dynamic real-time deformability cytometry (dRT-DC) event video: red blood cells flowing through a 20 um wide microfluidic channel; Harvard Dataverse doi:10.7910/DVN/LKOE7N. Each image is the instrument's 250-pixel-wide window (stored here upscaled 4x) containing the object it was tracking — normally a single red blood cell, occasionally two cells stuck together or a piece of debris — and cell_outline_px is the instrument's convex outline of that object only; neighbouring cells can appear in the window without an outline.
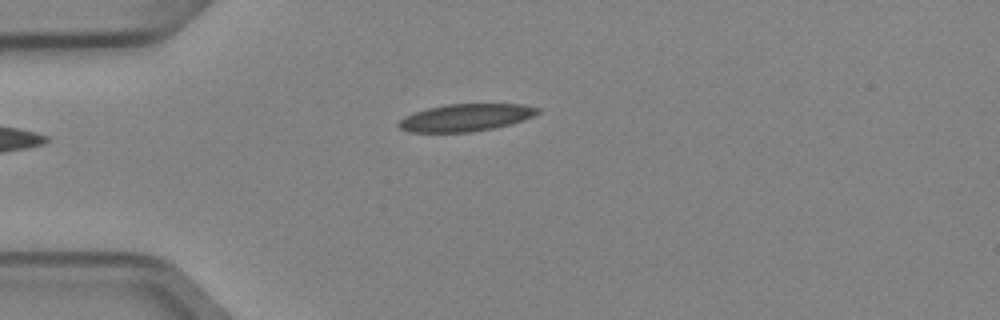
{"species": "Egyptian fruit bat (a non-hibernating species)", "species_latin": "Rousettus aegyptiacus", "temperature_condition": "cold", "stored_images_in_passage": 4, "camera_frame_rate_fps": 3000, "um_per_image_px": 0.085, "animal": {"sex": "female"}, "frame": {"image": 1, "passage_image": 4, "time_ms": 1.0, "image_size_px": [1000, 320], "cell_outline_px": [[540, 112], [524, 120], [496, 128], [468, 132], [408, 132], [400, 128], [396, 124], [404, 116], [412, 112], [444, 104], [524, 104], [540, 108]], "centroid_in_image_um": [39.57, 9.99], "position_along_channel_um": 45.4, "area_um2": 22.31}}